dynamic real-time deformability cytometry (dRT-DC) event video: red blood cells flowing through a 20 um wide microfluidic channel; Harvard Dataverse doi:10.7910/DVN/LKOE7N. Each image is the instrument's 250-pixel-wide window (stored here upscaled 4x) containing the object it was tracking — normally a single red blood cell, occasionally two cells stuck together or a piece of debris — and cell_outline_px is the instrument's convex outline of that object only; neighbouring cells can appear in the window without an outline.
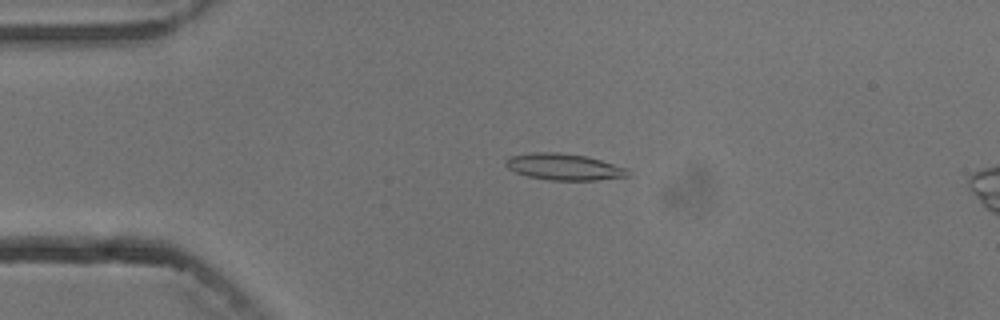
{"species": "common noctule bat (a hibernating species)", "species_latin": "Nyctalus noctula", "temperature_condition": "cold", "stored_images_in_passage": 4, "camera_frame_rate_fps": 3000, "um_per_image_px": 0.085, "animal": {"sex": "male", "body_mass_g": 13.3}, "frame": {"image": 1, "passage_image": 3, "time_ms": 2.333, "image_size_px": [1000, 320], "cell_outline_px": [[632, 176], [596, 180], [548, 180], [528, 176], [516, 172], [508, 168], [504, 164], [504, 160], [508, 156], [532, 152], [560, 152], [588, 156], [628, 168]], "centroid_in_image_um": [47.95, 14.17], "position_along_channel_um": 37.0, "area_um2": 19.19}}